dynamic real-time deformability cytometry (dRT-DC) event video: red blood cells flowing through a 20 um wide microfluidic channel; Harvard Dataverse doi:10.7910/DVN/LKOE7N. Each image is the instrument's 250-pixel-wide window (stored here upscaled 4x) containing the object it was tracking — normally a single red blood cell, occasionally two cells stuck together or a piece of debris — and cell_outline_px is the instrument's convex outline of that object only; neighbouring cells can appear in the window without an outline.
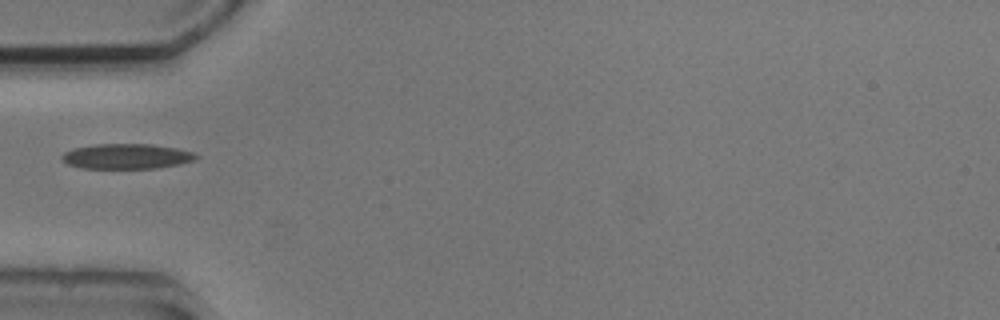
{"species": "common noctule bat (a hibernating species)", "species_latin": "Nyctalus noctula", "temperature_condition": "cold", "stored_images_in_passage": 2, "camera_frame_rate_fps": 3000, "um_per_image_px": 0.085, "animal": {"sex": "male", "body_mass_g": 20.5, "forearm_length_mm": 52.5}, "frame": {"image": 1, "passage_image": 1, "time_ms": 0.0, "image_size_px": [1000, 320], "cell_outline_px": [[200, 156], [196, 160], [180, 164], [160, 168], [80, 168], [68, 164], [60, 160], [60, 156], [64, 152], [72, 148], [96, 144], [152, 144], [176, 148], [196, 152]], "centroid_in_image_um": [10.78, 13.29], "position_along_channel_um": 74.2, "area_um2": 20.0}}